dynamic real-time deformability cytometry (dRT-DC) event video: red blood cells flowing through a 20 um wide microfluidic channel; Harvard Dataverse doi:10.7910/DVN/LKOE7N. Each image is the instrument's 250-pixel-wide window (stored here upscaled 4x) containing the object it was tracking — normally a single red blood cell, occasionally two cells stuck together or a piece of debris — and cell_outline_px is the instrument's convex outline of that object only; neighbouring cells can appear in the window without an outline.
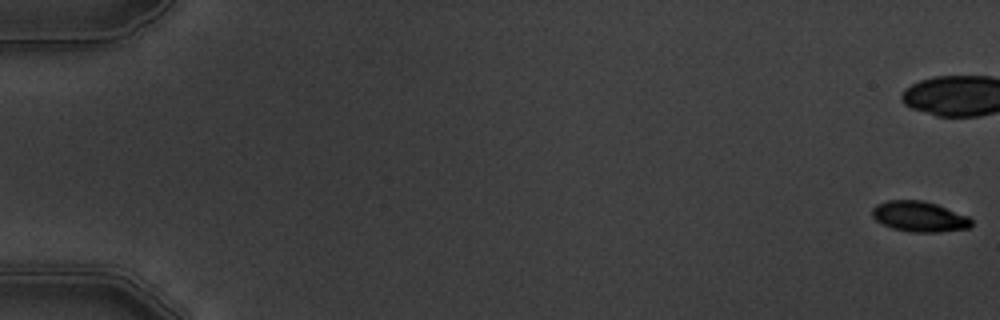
{"species": "common noctule bat (a hibernating species)", "species_latin": "Nyctalus noctula", "temperature_condition": "warm", "stored_images_in_passage": 10, "camera_frame_rate_fps": 3000, "um_per_image_px": 0.085, "animal": {"sex": "male", "body_mass_g": 19.5, "forearm_length_mm": 54.6}, "frame": {"image": 1, "passage_image": 1, "time_ms": 0.0, "image_size_px": [1000, 320], "cell_outline_px": [[972, 224], [968, 228], [936, 232], [912, 232], [892, 228], [876, 220], [872, 216], [872, 208], [876, 204], [888, 200], [924, 200], [936, 204], [968, 216], [972, 220]], "centroid_in_image_um": [78.13, 18.4], "position_along_channel_um": 6.9, "area_um2": 17.51}}